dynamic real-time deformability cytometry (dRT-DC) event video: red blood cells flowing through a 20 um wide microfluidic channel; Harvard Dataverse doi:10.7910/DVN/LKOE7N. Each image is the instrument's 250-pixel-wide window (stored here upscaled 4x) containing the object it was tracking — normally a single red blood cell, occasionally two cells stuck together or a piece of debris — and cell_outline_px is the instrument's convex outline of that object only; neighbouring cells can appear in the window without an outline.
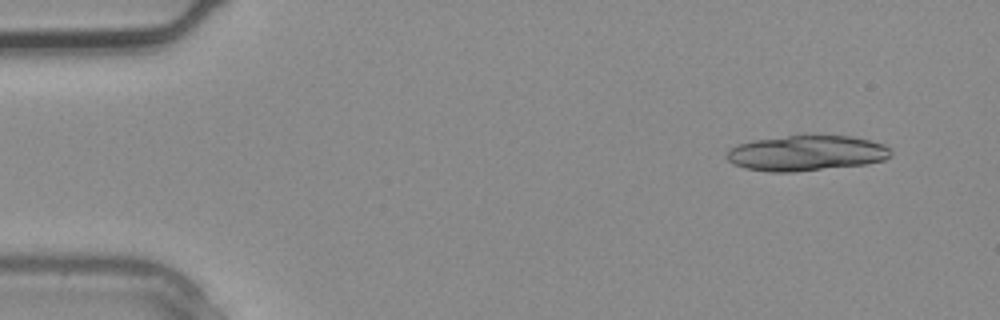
{"species": "common noctule bat (a hibernating species)", "species_latin": "Nyctalus noctula", "temperature_condition": "warm", "stored_images_in_passage": 3, "camera_frame_rate_fps": 3000, "um_per_image_px": 0.085, "animal": {"sex": "male", "body_mass_g": 20.4}, "frame": {"image": 1, "passage_image": 1, "time_ms": 0.0, "image_size_px": [1000, 320], "cell_outline_px": [[892, 156], [884, 160], [864, 164], [796, 172], [768, 172], [744, 168], [732, 164], [724, 156], [724, 152], [736, 144], [752, 140], [788, 136], [852, 136], [884, 144], [892, 152]], "centroid_in_image_um": [68.48, 13.03], "position_along_channel_um": 16.5, "area_um2": 34.04}}